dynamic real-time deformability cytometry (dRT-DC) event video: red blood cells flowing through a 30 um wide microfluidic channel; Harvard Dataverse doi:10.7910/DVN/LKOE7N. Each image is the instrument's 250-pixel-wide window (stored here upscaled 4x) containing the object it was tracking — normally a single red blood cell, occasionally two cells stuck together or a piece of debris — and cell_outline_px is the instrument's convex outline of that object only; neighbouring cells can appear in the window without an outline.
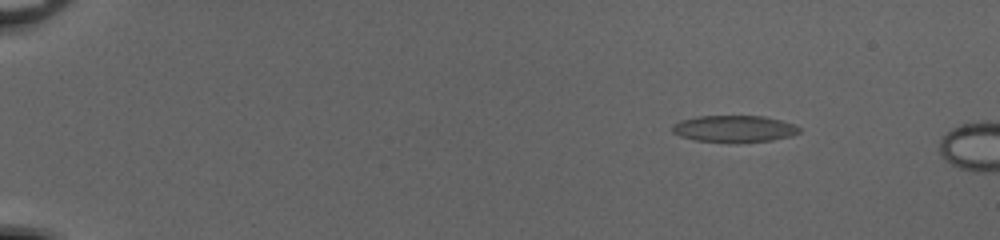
{"species": "common noctule bat (a hibernating species)", "species_latin": "Nyctalus noctula", "temperature_condition": "cold", "stored_images_in_passage": 11, "camera_frame_rate_fps": 3000, "um_per_image_px": 0.085, "animal": {"sex": "female", "body_mass_g": 20.0, "forearm_length_mm": 54.0}, "frame": {"image": 1, "passage_image": 8, "time_ms": 2.333, "image_size_px": [1000, 240], "cell_outline_px": [[800, 132], [788, 136], [772, 140], [696, 140], [672, 132], [672, 128], [680, 120], [700, 116], [764, 116], [780, 120], [792, 124], [800, 128]], "centroid_in_image_um": [62.42, 10.9], "position_along_channel_um": 22.6, "area_um2": 18.67}}